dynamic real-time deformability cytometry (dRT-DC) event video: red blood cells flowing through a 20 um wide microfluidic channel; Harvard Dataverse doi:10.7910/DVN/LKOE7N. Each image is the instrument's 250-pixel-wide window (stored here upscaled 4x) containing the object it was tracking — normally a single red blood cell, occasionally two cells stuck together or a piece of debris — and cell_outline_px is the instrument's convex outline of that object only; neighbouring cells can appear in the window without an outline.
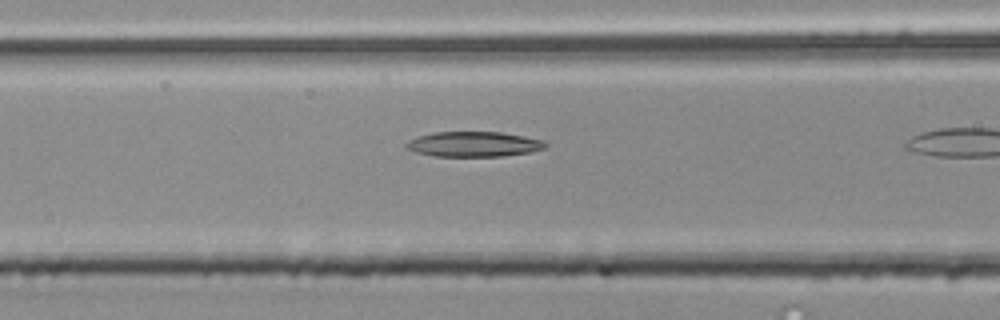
{"species": "common noctule bat (a hibernating species)", "species_latin": "Nyctalus noctula", "temperature_condition": "room temperature", "stored_images_in_passage": 14, "camera_frame_rate_fps": 3000, "um_per_image_px": 0.085, "animal": {"sex": "male", "body_mass_g": 20.4}, "frame": {"image": 1, "passage_image": 10, "time_ms": 3.0, "image_size_px": [1000, 320], "cell_outline_px": [[548, 144], [544, 148], [532, 152], [504, 156], [436, 156], [416, 152], [408, 148], [404, 144], [408, 140], [416, 136], [436, 132], [500, 132], [524, 136], [544, 140]], "centroid_in_image_um": [40.29, 12.25], "position_along_channel_um": 126.3, "area_um2": 20.4}}